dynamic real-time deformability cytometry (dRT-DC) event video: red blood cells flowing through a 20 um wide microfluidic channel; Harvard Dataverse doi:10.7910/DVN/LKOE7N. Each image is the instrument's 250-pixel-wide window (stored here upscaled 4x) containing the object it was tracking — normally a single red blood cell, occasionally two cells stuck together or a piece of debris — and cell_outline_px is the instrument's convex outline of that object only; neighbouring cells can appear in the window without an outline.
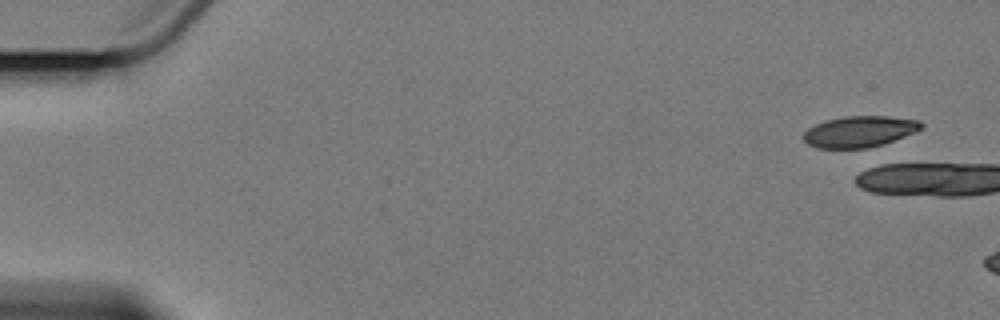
{"species": "Egyptian fruit bat (a non-hibernating species)", "species_latin": "Rousettus aegyptiacus", "temperature_condition": "cold", "stored_images_in_passage": 5, "camera_frame_rate_fps": 3000, "um_per_image_px": 0.085, "animal": {"sex": "female"}, "frame": {"image": 1, "passage_image": 1, "time_ms": 0.0, "image_size_px": [1000, 320], "cell_outline_px": [[924, 124], [920, 128], [912, 132], [884, 144], [868, 148], [816, 148], [808, 144], [804, 140], [804, 132], [808, 128], [816, 124], [828, 120], [844, 116], [888, 116], [920, 120]], "centroid_in_image_um": [73.03, 11.18], "position_along_channel_um": 12.0, "area_um2": 21.15}}